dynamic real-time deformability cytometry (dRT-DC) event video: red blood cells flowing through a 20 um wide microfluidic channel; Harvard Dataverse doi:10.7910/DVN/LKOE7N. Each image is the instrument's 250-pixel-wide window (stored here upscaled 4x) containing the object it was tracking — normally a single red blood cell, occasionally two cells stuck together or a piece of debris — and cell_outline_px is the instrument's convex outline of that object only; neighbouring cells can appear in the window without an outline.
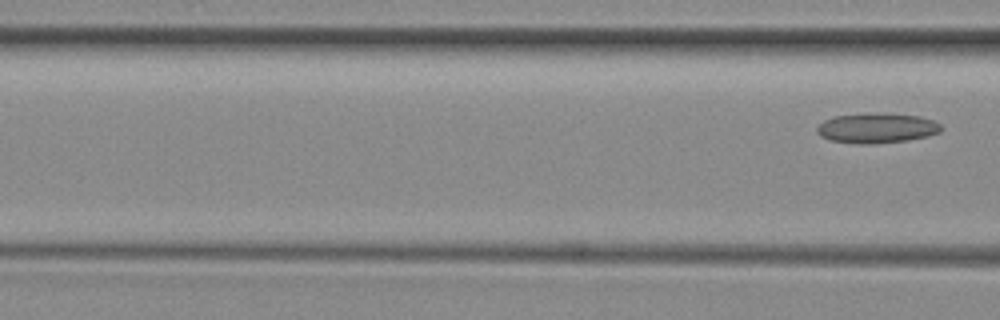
{"species": "common noctule bat (a hibernating species)", "species_latin": "Nyctalus noctula", "temperature_condition": "room temperature", "stored_images_in_passage": 7, "camera_frame_rate_fps": 3000, "um_per_image_px": 0.085, "animal": {"sex": "female", "body_mass_g": 29.2, "forearm_length_mm": 56.3}, "frame": {"image": 1, "passage_image": 7, "time_ms": 7.667, "image_size_px": [1000, 320], "cell_outline_px": [[944, 128], [940, 132], [928, 136], [908, 140], [868, 144], [860, 144], [832, 140], [820, 136], [816, 132], [816, 128], [824, 120], [832, 116], [876, 112], [920, 116], [932, 120], [940, 124]], "centroid_in_image_um": [74.53, 10.87], "position_along_channel_um": 92.1, "area_um2": 21.85}}